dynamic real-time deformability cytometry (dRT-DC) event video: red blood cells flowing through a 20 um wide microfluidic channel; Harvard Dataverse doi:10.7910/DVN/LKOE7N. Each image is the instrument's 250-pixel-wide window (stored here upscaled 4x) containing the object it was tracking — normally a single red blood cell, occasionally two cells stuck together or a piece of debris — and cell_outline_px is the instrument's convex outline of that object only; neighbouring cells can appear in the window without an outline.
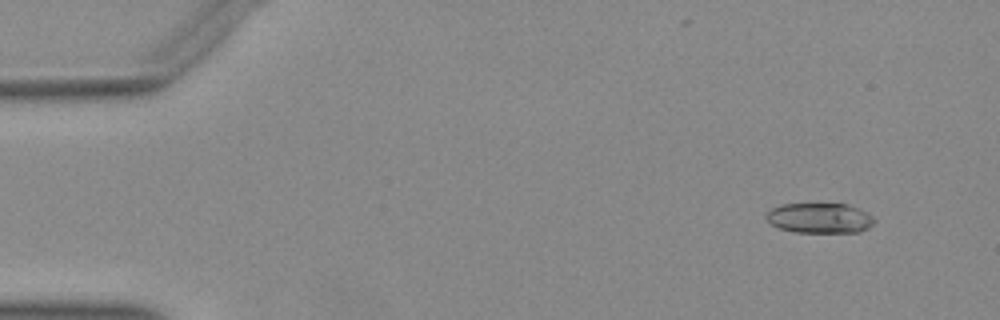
{"species": "Egyptian fruit bat (a non-hibernating species)", "species_latin": "Rousettus aegyptiacus", "temperature_condition": "warm", "stored_images_in_passage": 30, "camera_frame_rate_fps": 3000, "um_per_image_px": 0.085, "animal": {"sex": "female"}, "frame": {"image": 1, "passage_image": 5, "time_ms": 1.333, "image_size_px": [1000, 320], "cell_outline_px": [[876, 220], [868, 228], [860, 232], [796, 232], [780, 228], [772, 224], [764, 216], [764, 212], [780, 204], [848, 204], [872, 216]], "centroid_in_image_um": [69.64, 18.53], "position_along_channel_um": 15.4, "area_um2": 18.9}}
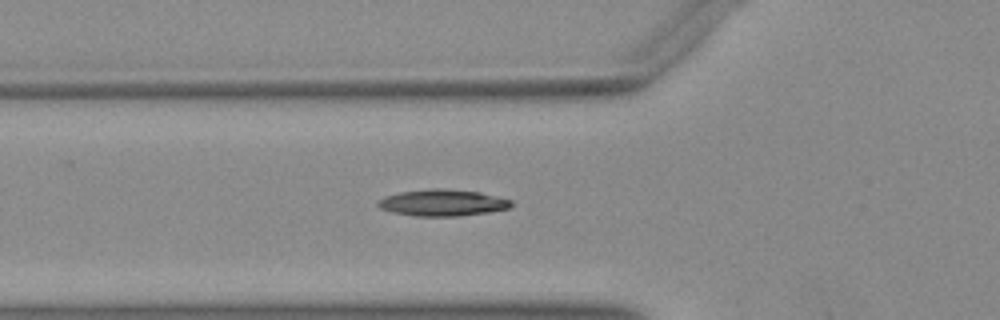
{"frame": {"image": 2, "passage_image": 19, "time_ms": 6.0, "image_size_px": [1000, 320], "cell_outline_px": [[516, 204], [512, 208], [488, 212], [456, 216], [416, 216], [392, 212], [380, 208], [376, 204], [384, 196], [400, 192], [432, 188], [444, 188], [480, 192], [512, 200]], "centroid_in_image_um": [37.66, 17.23], "position_along_channel_um": 88.1, "area_um2": 20.75}}
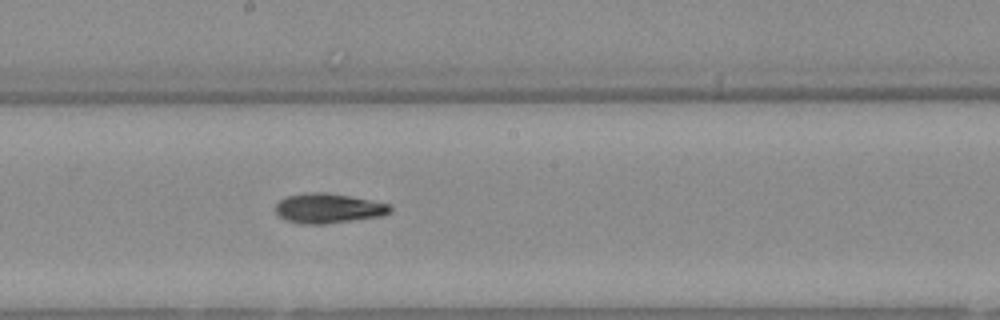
{"frame": {"image": 3, "passage_image": 29, "time_ms": 9.333, "image_size_px": [1000, 320], "cell_outline_px": [[392, 212], [384, 216], [324, 224], [300, 224], [284, 220], [276, 212], [276, 204], [280, 200], [288, 196], [308, 192], [324, 192], [352, 196], [392, 204]], "centroid_in_image_um": [27.96, 17.71], "position_along_channel_um": 220.2, "area_um2": 20.17}}